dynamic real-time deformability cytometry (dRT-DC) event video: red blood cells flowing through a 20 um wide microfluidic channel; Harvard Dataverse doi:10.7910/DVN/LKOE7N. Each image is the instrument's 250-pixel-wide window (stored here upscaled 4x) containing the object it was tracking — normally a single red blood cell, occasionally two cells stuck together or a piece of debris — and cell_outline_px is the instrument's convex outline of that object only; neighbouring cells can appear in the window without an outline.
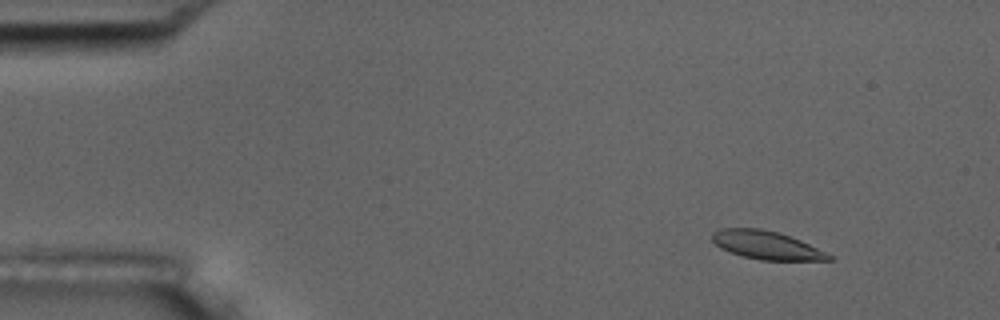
{"species": "common noctule bat (a hibernating species)", "species_latin": "Nyctalus noctula", "temperature_condition": "room temperature", "stored_images_in_passage": 5, "camera_frame_rate_fps": 3000, "um_per_image_px": 0.085, "animal": {"sex": "male", "body_mass_g": 17.5, "forearm_length_mm": 52.3}, "frame": {"image": 1, "passage_image": 2, "time_ms": 1.333, "image_size_px": [1000, 320], "cell_outline_px": [[832, 260], [760, 260], [744, 256], [720, 248], [712, 240], [712, 232], [720, 228], [760, 228], [776, 232], [800, 240], [832, 256]], "centroid_in_image_um": [65.1, 20.83], "position_along_channel_um": 19.9, "area_um2": 18.84}}
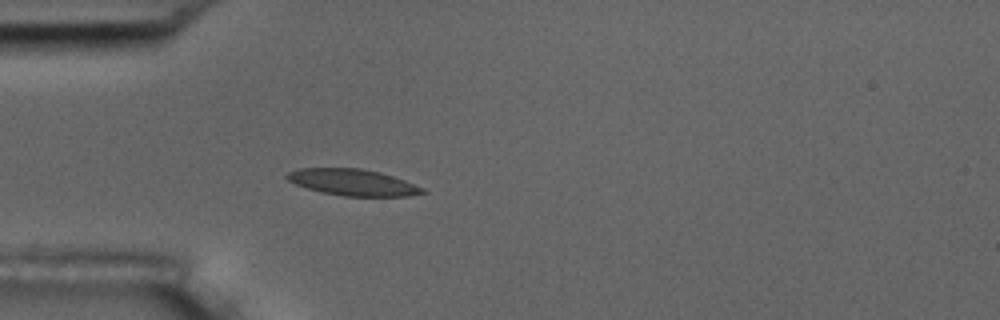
{"frame": {"image": 2, "passage_image": 5, "time_ms": 4.667, "image_size_px": [1000, 320], "cell_outline_px": [[428, 192], [408, 196], [344, 196], [320, 192], [296, 184], [288, 180], [284, 176], [288, 172], [300, 168], [360, 168], [380, 172], [404, 180], [424, 188]], "centroid_in_image_um": [29.99, 15.5], "position_along_channel_um": 55.0, "area_um2": 20.81}}